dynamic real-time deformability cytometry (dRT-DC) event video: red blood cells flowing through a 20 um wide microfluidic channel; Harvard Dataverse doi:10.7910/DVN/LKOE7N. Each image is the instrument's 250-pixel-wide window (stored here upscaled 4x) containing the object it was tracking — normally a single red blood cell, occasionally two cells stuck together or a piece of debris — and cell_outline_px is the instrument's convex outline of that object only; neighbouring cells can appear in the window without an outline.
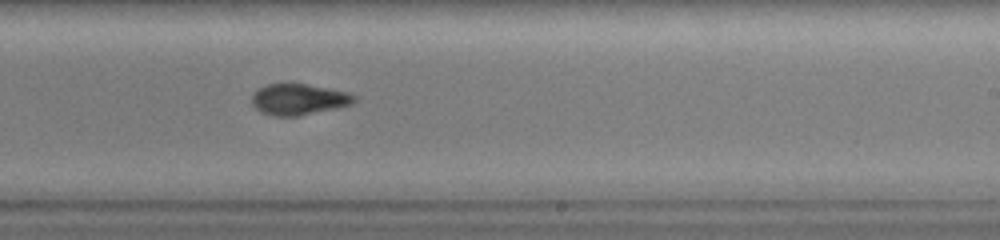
{"species": "common noctule bat (a hibernating species)", "species_latin": "Nyctalus noctula", "temperature_condition": "warm", "stored_images_in_passage": 35, "camera_frame_rate_fps": 3000, "um_per_image_px": 0.085, "animal": {"sex": "female", "body_mass_g": 19.0, "forearm_length_mm": 51.5}, "frame": {"image": 1, "passage_image": 18, "time_ms": 5.667, "image_size_px": [1000, 240], "cell_outline_px": [[356, 100], [352, 104], [336, 108], [300, 116], [276, 116], [260, 112], [252, 104], [252, 96], [260, 88], [268, 84], [304, 84], [328, 88], [348, 92], [356, 96]], "centroid_in_image_um": [25.41, 8.46], "position_along_channel_um": 263.6, "area_um2": 18.38}}
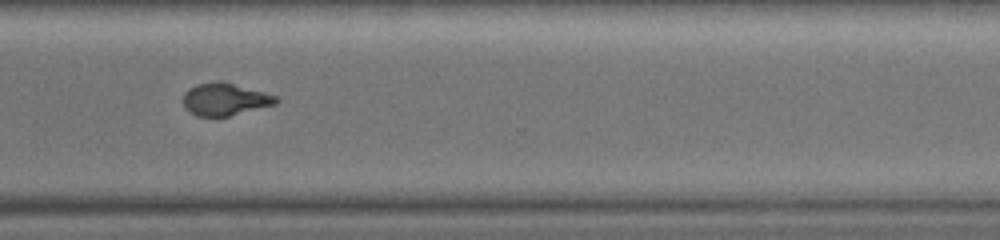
{"frame": {"image": 2, "passage_image": 24, "time_ms": 7.667, "image_size_px": [1000, 240], "cell_outline_px": [[280, 100], [276, 104], [228, 116], [196, 116], [188, 112], [184, 108], [184, 92], [188, 88], [196, 84], [216, 80], [220, 80], [280, 96]], "centroid_in_image_um": [19.12, 8.42], "position_along_channel_um": 351.5, "area_um2": 17.8}}
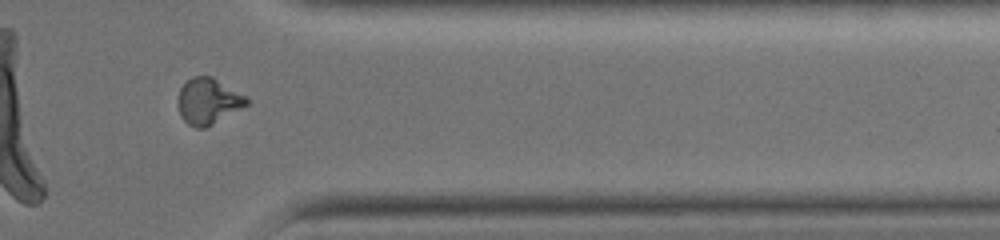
{"frame": {"image": 3, "passage_image": 27, "time_ms": 8.667, "image_size_px": [1000, 240], "cell_outline_px": [[252, 100], [248, 104], [208, 128], [196, 128], [188, 124], [180, 116], [176, 104], [176, 100], [180, 88], [192, 76], [212, 76], [248, 96]], "centroid_in_image_um": [17.7, 8.61], "position_along_channel_um": 393.7, "area_um2": 18.96}, "authors_computed_cell_mechanics": {"area_um2": 19.2474, "velocity_mm_per_s": 4.3644, "shape_relaxation_time_tau1_ms": null, "shape_relaxation_time_tau2_ms": 2.9929, "deformation_change_tau1": null, "deformation_change_tau2": 0.0894}}